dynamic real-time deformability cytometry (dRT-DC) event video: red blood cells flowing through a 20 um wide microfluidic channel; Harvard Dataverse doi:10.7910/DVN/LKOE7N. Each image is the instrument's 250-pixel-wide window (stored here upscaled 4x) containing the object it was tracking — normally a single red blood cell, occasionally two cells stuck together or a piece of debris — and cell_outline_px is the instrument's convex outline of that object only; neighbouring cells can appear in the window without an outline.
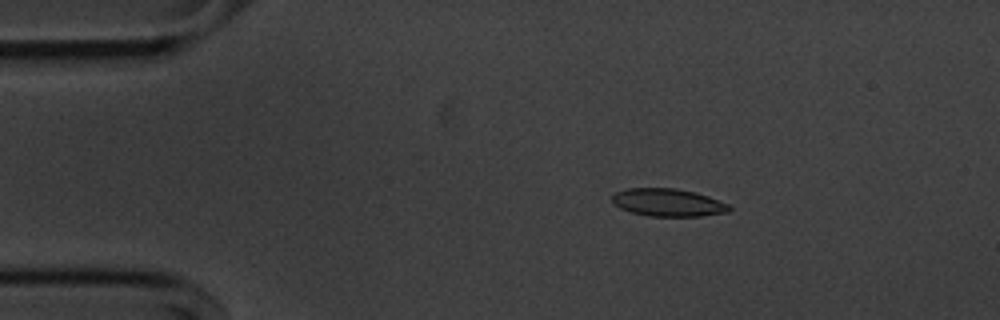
{"species": "common noctule bat (a hibernating species)", "species_latin": "Nyctalus noctula", "temperature_condition": "cold", "stored_images_in_passage": 55, "camera_frame_rate_fps": 3000, "um_per_image_px": 0.085, "animal": {"sex": "male", "body_mass_g": 20.1, "forearm_length_mm": 53.5}, "frame": {"image": 1, "passage_image": 9, "time_ms": 2.667, "image_size_px": [1000, 320], "cell_outline_px": [[732, 208], [728, 212], [700, 216], [648, 216], [632, 212], [620, 208], [612, 200], [612, 196], [616, 192], [628, 188], [676, 188], [696, 192], [708, 196], [728, 204]], "centroid_in_image_um": [56.8, 17.21], "position_along_channel_um": 28.2, "area_um2": 18.84}}
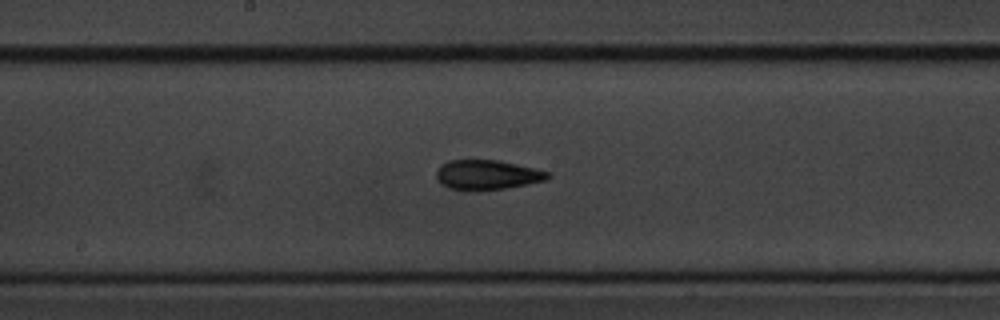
{"frame": {"image": 2, "passage_image": 28, "time_ms": 9.0, "image_size_px": [1000, 320], "cell_outline_px": [[552, 176], [548, 180], [528, 184], [504, 188], [448, 188], [440, 184], [436, 180], [436, 172], [448, 160], [496, 160], [516, 164], [548, 172]], "centroid_in_image_um": [41.43, 14.83], "position_along_channel_um": 206.8, "area_um2": 18.61}}
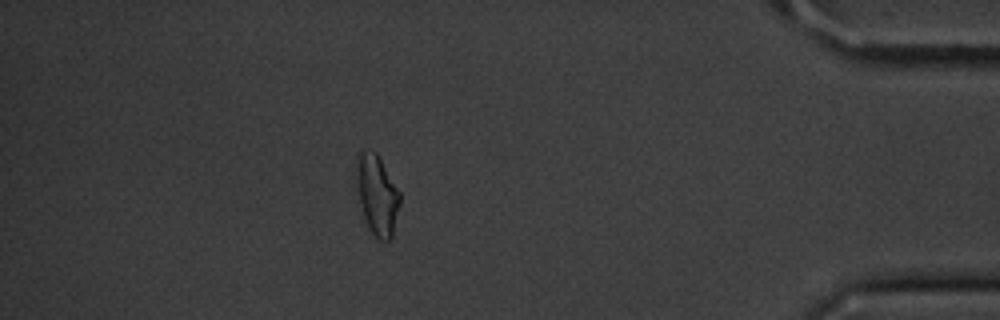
{"frame": {"image": 3, "passage_image": 48, "time_ms": 15.667, "image_size_px": [1000, 320], "cell_outline_px": [[400, 204], [392, 240], [380, 240], [368, 228], [364, 220], [360, 200], [356, 176], [356, 152], [360, 148], [368, 148], [376, 152], [400, 192]], "centroid_in_image_um": [32.04, 16.52], "position_along_channel_um": 403.2, "area_um2": 20.52}, "authors_computed_cell_mechanics": {"area_um2": 18.9584, "velocity_mm_per_s": 3.6184, "shape_relaxation_time_tau1_ms": 4.1876, "shape_relaxation_time_tau2_ms": 2.7436, "deformation_change_tau1": 0.146, "deformation_change_tau2": 0.0807}}